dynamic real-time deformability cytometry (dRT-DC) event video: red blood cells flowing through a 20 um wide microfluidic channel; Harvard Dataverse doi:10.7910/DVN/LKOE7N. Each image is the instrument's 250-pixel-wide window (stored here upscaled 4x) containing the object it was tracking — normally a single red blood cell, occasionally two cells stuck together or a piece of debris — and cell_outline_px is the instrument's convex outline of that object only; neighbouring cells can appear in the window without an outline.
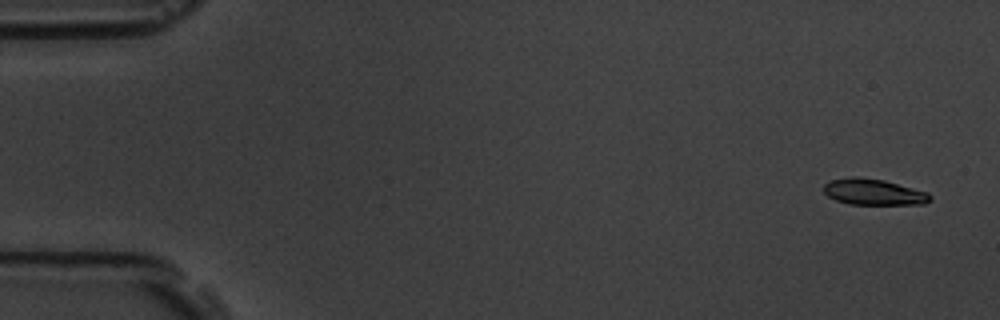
{"species": "common noctule bat (a hibernating species)", "species_latin": "Nyctalus noctula", "temperature_condition": "room temperature", "stored_images_in_passage": 6, "segment_of_instrument_passage": [2, 2], "camera_frame_rate_fps": 3000, "um_per_image_px": 0.085, "animal": {"sex": "male", "body_mass_g": 19.5, "forearm_length_mm": 54.6}, "frame": {"image": 1, "passage_image": 6, "time_ms": 5.667, "image_size_px": [1000, 320], "cell_outline_px": [[932, 200], [924, 204], [848, 204], [836, 200], [828, 196], [824, 192], [824, 184], [832, 180], [852, 176], [856, 176], [884, 180], [928, 192], [932, 196]], "centroid_in_image_um": [74.27, 16.32], "position_along_channel_um": 10.7, "area_um2": 16.18}}